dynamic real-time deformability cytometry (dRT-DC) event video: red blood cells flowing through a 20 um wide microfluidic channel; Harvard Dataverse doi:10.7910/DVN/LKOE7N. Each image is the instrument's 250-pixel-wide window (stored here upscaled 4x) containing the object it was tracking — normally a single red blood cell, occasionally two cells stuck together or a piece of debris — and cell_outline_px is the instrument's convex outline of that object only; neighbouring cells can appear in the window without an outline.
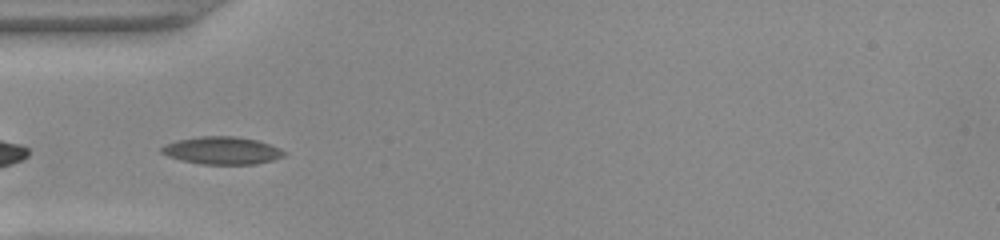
{"species": "common noctule bat (a hibernating species)", "species_latin": "Nyctalus noctula", "temperature_condition": "warm", "stored_images_in_passage": 37, "camera_frame_rate_fps": 3000, "um_per_image_px": 0.085, "animal": {"sex": "female", "body_mass_g": 22.0, "forearm_length_mm": 56.7}, "frame": {"image": 1, "passage_image": 2, "time_ms": 0.333, "image_size_px": [1000, 240], "cell_outline_px": [[288, 152], [284, 156], [272, 160], [256, 164], [200, 164], [180, 160], [168, 156], [160, 152], [160, 148], [176, 140], [200, 136], [232, 136], [256, 140], [280, 148]], "centroid_in_image_um": [18.87, 12.8], "position_along_channel_um": 66.1, "area_um2": 19.65}}
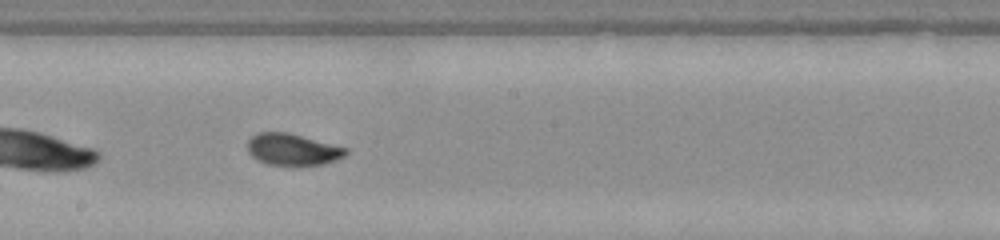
{"frame": {"image": 2, "passage_image": 14, "time_ms": 4.333, "image_size_px": [1000, 240], "cell_outline_px": [[348, 152], [344, 156], [336, 160], [324, 164], [300, 168], [268, 164], [256, 160], [248, 152], [248, 140], [256, 132], [288, 132], [348, 148]], "centroid_in_image_um": [24.88, 12.74], "position_along_channel_um": 223.3, "area_um2": 18.79}}
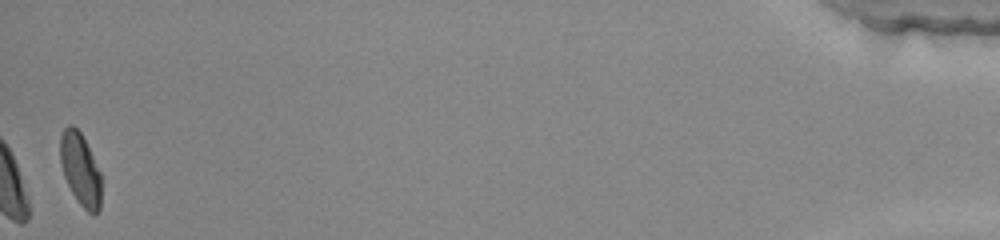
{"frame": {"image": 3, "passage_image": 37, "time_ms": 12.0, "image_size_px": [1000, 240], "cell_outline_px": [[100, 208], [92, 216], [80, 204], [72, 192], [64, 176], [60, 160], [60, 136], [64, 128], [68, 124], [72, 124], [80, 132], [100, 172]], "centroid_in_image_um": [6.81, 14.38], "position_along_channel_um": 428.4, "area_um2": 16.99}, "authors_computed_cell_mechanics": {"area_um2": 18.0336, "velocity_mm_per_s": 3.9367, "shape_relaxation_time_tau1_ms": 6.4627, "shape_relaxation_time_tau2_ms": 0.8694, "deformation_change_tau1": 0.1967, "deformation_change_tau2": 0.0622}}